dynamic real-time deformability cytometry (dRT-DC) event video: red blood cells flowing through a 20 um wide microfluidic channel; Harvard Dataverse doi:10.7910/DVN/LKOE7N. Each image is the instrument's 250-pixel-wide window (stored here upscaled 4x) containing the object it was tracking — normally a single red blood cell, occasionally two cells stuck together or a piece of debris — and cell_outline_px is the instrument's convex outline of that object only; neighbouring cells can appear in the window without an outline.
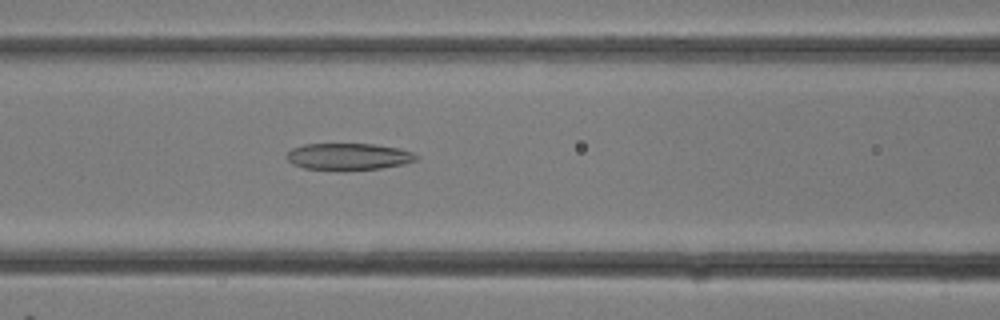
{"species": "common noctule bat (a hibernating species)", "species_latin": "Nyctalus noctula", "temperature_condition": "room temperature", "stored_images_in_passage": 10, "camera_frame_rate_fps": 3000, "um_per_image_px": 0.085, "animal": {"sex": "female"}, "frame": {"image": 1, "passage_image": 10, "time_ms": 3.0, "image_size_px": [1000, 320], "cell_outline_px": [[420, 156], [416, 160], [404, 164], [380, 168], [304, 168], [292, 164], [284, 156], [292, 148], [304, 144], [372, 144], [400, 148], [412, 152]], "centroid_in_image_um": [29.63, 13.27], "position_along_channel_um": 137.0, "area_um2": 19.65}}